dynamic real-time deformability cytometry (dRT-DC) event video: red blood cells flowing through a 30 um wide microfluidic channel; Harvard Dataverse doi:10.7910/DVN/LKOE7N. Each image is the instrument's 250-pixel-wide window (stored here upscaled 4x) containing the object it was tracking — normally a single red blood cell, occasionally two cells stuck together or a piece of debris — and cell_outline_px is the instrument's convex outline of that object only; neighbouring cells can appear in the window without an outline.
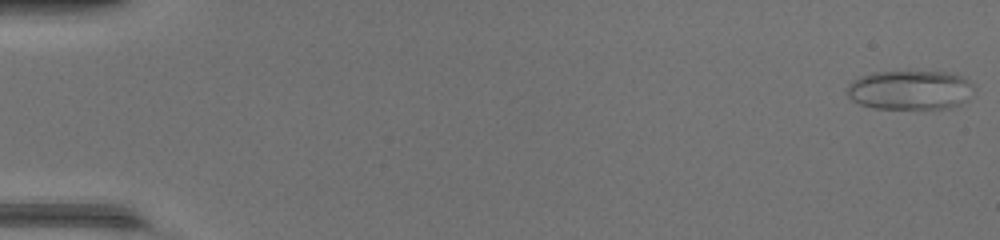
{"species": "common noctule bat (a hibernating species)", "species_latin": "Nyctalus noctula", "temperature_condition": "warm", "stored_images_in_passage": 48, "camera_frame_rate_fps": 3000, "um_per_image_px": 0.085, "animal": {"sex": "female", "body_mass_g": 17.0, "forearm_length_mm": 48.0}, "frame": {"image": 1, "passage_image": 1, "time_ms": 0.0, "image_size_px": [1000, 240], "cell_outline_px": [[976, 88], [968, 100], [960, 104], [948, 108], [872, 108], [860, 104], [852, 100], [844, 92], [844, 88], [852, 80], [860, 76], [872, 72], [952, 72], [964, 76]], "centroid_in_image_um": [77.35, 7.64], "position_along_channel_um": 7.6, "area_um2": 29.54}}
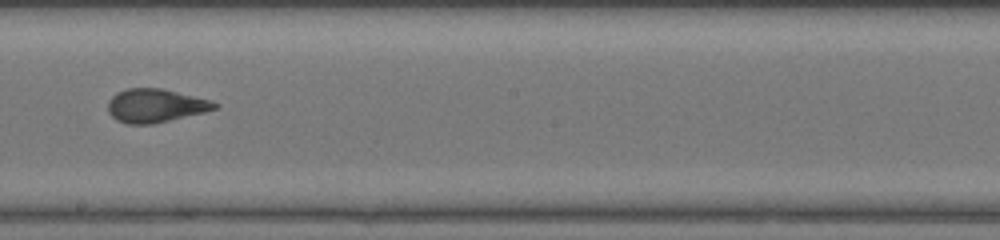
{"frame": {"image": 2, "passage_image": 28, "time_ms": 9.0, "image_size_px": [1000, 240], "cell_outline_px": [[220, 104], [216, 108], [204, 112], [152, 124], [128, 124], [116, 120], [108, 112], [108, 100], [116, 92], [128, 88], [164, 88], [212, 100]], "centroid_in_image_um": [13.21, 8.96], "position_along_channel_um": 235.0, "area_um2": 20.98}}
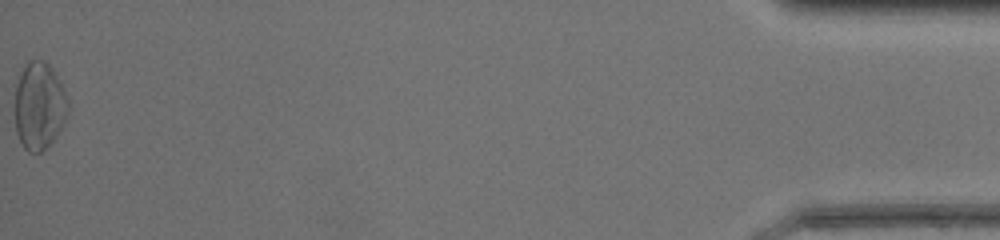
{"frame": {"image": 3, "passage_image": 48, "time_ms": 15.667, "image_size_px": [1000, 240], "cell_outline_px": [[68, 112], [64, 124], [52, 140], [40, 152], [28, 152], [24, 148], [16, 132], [16, 84], [20, 72], [24, 64], [28, 60], [44, 60], [52, 68], [64, 88], [68, 100]], "centroid_in_image_um": [3.34, 8.96], "position_along_channel_um": 431.9, "area_um2": 26.99}, "authors_computed_cell_mechanics": {"area_um2": 21.3571, "velocity_mm_per_s": 4.4295, "shape_relaxation_time_tau1_ms": 6.7803, "shape_relaxation_time_tau2_ms": 0.9205, "deformation_change_tau1": 0.2266, "deformation_change_tau2": 0.0694}}